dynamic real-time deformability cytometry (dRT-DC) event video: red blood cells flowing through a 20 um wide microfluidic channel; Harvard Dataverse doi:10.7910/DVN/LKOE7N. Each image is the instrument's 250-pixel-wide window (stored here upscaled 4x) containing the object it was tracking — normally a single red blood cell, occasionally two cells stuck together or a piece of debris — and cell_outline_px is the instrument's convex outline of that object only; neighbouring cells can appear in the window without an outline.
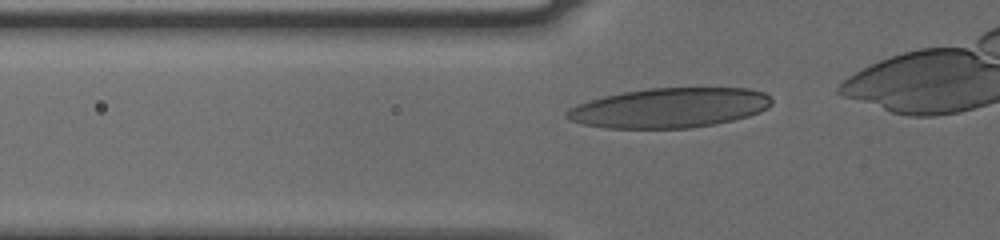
{"species": "human", "species_latin": "Homo sapiens", "temperature_condition": "cold", "stored_images_in_passage": 31, "camera_frame_rate_fps": 3000, "um_per_image_px": 0.085, "donor": {"sex": "male"}, "frame": {"image": 1, "passage_image": 2, "time_ms": 0.333, "image_size_px": [1000, 240], "cell_outline_px": [[772, 104], [768, 108], [760, 112], [748, 116], [732, 120], [692, 128], [604, 128], [584, 124], [572, 120], [564, 116], [564, 112], [568, 108], [576, 104], [588, 100], [604, 96], [624, 92], [648, 88], [748, 88], [764, 92], [772, 100]], "centroid_in_image_um": [56.89, 9.16], "position_along_channel_um": 68.9, "area_um2": 47.57}}
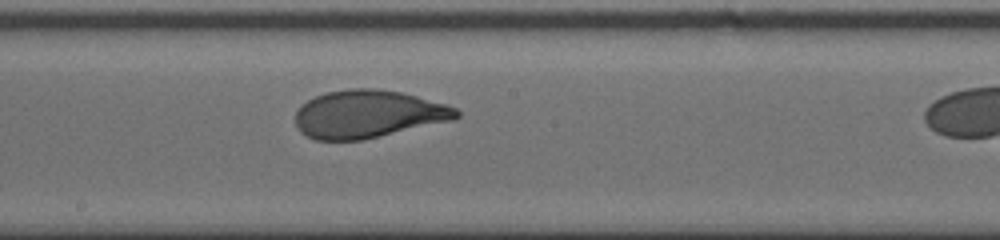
{"frame": {"image": 2, "passage_image": 14, "time_ms": 4.333, "image_size_px": [1000, 240], "cell_outline_px": [[460, 116], [456, 120], [360, 140], [316, 140], [300, 132], [296, 124], [296, 112], [300, 104], [316, 96], [328, 92], [352, 88], [376, 88], [400, 92], [416, 96], [444, 104], [456, 108], [460, 112]], "centroid_in_image_um": [31.29, 9.7], "position_along_channel_um": 216.9, "area_um2": 44.74}}
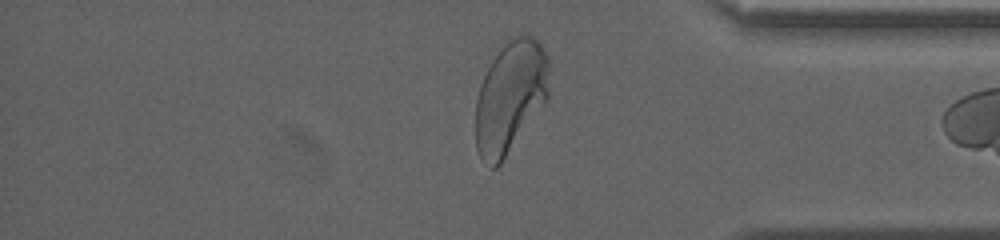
{"frame": {"image": 3, "passage_image": 29, "time_ms": 9.333, "image_size_px": [1000, 240], "cell_outline_px": [[548, 100], [500, 164], [496, 168], [492, 168], [480, 156], [476, 148], [476, 100], [480, 84], [492, 60], [500, 48], [504, 44], [516, 36], [532, 36], [540, 44], [548, 56]], "centroid_in_image_um": [43.38, 8.25], "position_along_channel_um": 391.8, "area_um2": 47.69}, "authors_computed_cell_mechanics": {"area_um2": 45.373, "velocity_mm_per_s": 3.7543, "shape_relaxation_time_tau1_ms": 3.9433, "shape_relaxation_time_tau2_ms": null, "deformation_change_tau1": 0.1853, "deformation_change_tau2": null}}